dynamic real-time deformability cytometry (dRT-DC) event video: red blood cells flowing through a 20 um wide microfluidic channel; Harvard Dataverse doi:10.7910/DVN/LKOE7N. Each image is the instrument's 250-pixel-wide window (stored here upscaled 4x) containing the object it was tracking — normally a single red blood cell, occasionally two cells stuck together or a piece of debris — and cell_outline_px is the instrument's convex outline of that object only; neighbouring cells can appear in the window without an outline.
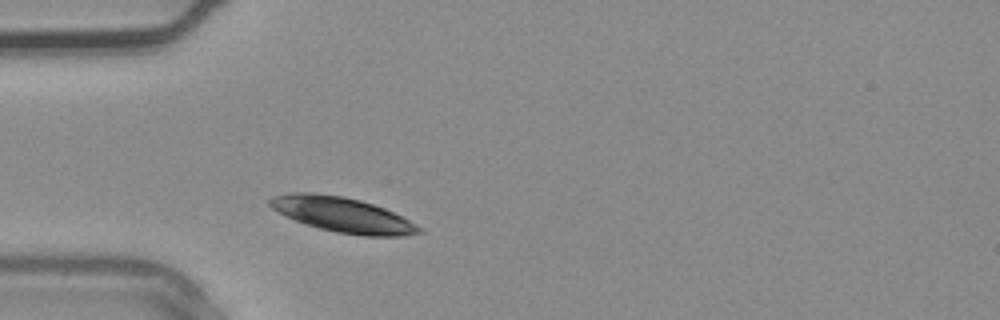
{"species": "common noctule bat (a hibernating species)", "species_latin": "Nyctalus noctula", "temperature_condition": "warm", "stored_images_in_passage": 3, "camera_frame_rate_fps": 3000, "um_per_image_px": 0.085, "animal": {"sex": "male", "body_mass_g": 20.4}, "frame": {"image": 1, "passage_image": 3, "time_ms": 0.667, "image_size_px": [1000, 320], "cell_outline_px": [[424, 232], [404, 236], [364, 236], [336, 232], [320, 228], [296, 220], [272, 208], [268, 204], [268, 200], [272, 196], [292, 192], [312, 192], [344, 196], [360, 200], [384, 208], [416, 224]], "centroid_in_image_um": [29.11, 18.24], "position_along_channel_um": 55.9, "area_um2": 30.11}}